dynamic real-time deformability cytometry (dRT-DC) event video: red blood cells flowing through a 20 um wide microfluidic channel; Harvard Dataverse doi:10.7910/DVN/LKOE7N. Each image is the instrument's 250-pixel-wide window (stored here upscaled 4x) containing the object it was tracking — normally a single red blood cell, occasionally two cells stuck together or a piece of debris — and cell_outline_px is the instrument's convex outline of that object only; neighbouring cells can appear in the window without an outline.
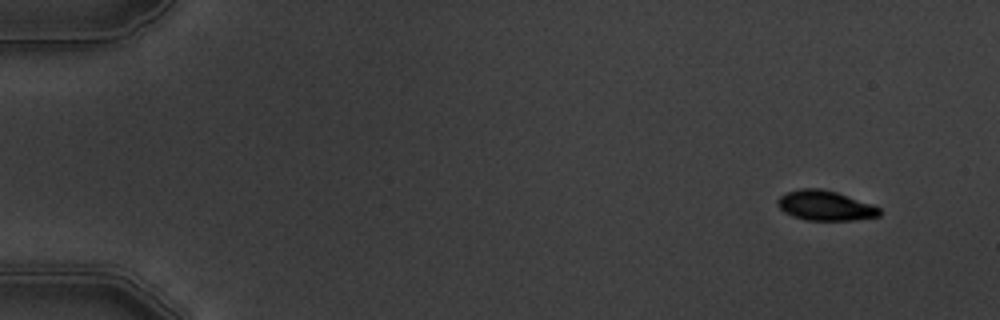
{"species": "common noctule bat (a hibernating species)", "species_latin": "Nyctalus noctula", "temperature_condition": "warm", "stored_images_in_passage": 10, "camera_frame_rate_fps": 3000, "um_per_image_px": 0.085, "animal": {"sex": "male", "body_mass_g": 19.5, "forearm_length_mm": 54.6}, "frame": {"image": 1, "passage_image": 1, "time_ms": 0.0, "image_size_px": [1000, 320], "cell_outline_px": [[880, 216], [852, 220], [808, 220], [792, 216], [784, 212], [776, 204], [776, 200], [784, 192], [800, 188], [820, 188], [836, 192], [872, 204], [880, 208]], "centroid_in_image_um": [70.1, 17.46], "position_along_channel_um": 14.9, "area_um2": 17.8}}
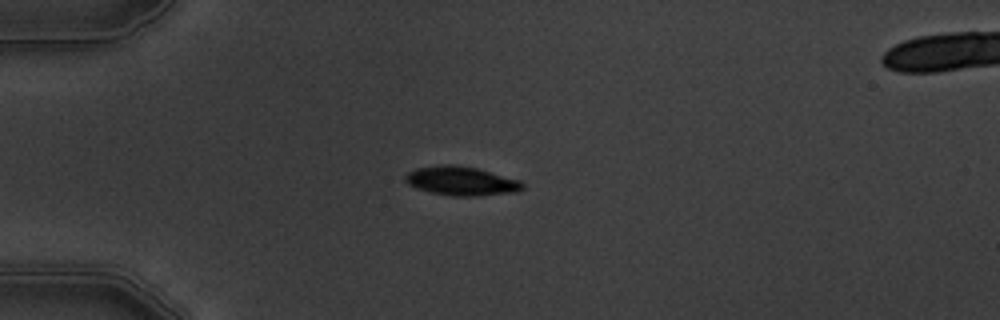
{"frame": {"image": 2, "passage_image": 4, "time_ms": 3.667, "image_size_px": [1000, 320], "cell_outline_px": [[524, 188], [516, 192], [476, 196], [452, 196], [432, 192], [416, 188], [408, 184], [404, 180], [404, 176], [408, 172], [416, 168], [440, 164], [456, 164], [476, 168], [520, 180], [524, 184]], "centroid_in_image_um": [39.19, 15.38], "position_along_channel_um": 45.8, "area_um2": 19.88}}